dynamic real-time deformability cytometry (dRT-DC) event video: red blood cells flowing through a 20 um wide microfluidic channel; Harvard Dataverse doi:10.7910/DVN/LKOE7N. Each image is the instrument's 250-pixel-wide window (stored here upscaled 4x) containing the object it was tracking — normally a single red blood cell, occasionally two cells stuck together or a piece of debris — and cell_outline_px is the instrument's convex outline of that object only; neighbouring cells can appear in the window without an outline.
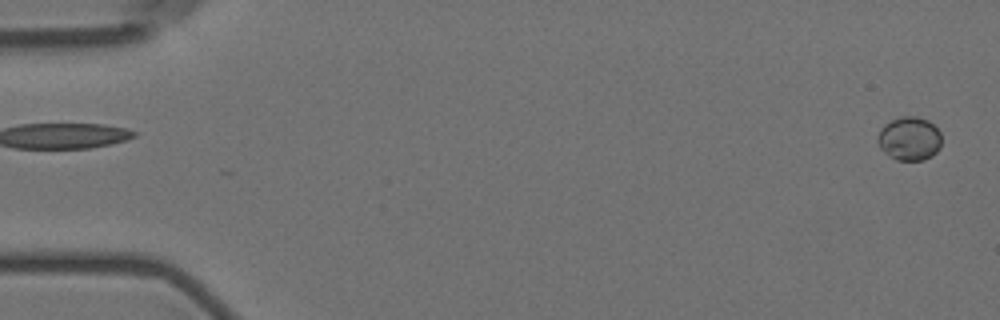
{"species": "Egyptian fruit bat (a non-hibernating species)", "species_latin": "Rousettus aegyptiacus", "temperature_condition": "room temperature", "stored_images_in_passage": 5, "segment_of_instrument_passage": [2, 2], "camera_frame_rate_fps": 3000, "um_per_image_px": 0.085, "animal": {"sex": "female"}, "frame": {"image": 1, "passage_image": 5, "time_ms": 4.667, "image_size_px": [1000, 320], "cell_outline_px": [[940, 148], [932, 156], [924, 160], [896, 160], [888, 156], [880, 148], [876, 140], [880, 128], [884, 124], [900, 116], [916, 116], [928, 120], [940, 132]], "centroid_in_image_um": [77.27, 11.79], "position_along_channel_um": 7.7, "area_um2": 16.42}}